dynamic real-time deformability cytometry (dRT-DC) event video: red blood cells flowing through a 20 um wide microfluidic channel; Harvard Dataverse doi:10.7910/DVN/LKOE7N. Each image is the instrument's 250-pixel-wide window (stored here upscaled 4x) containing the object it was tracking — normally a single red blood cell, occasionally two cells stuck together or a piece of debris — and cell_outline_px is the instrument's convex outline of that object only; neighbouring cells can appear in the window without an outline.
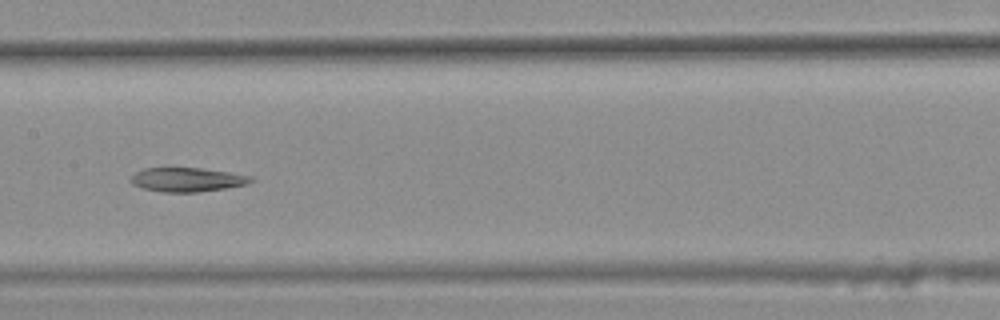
{"species": "common noctule bat (a hibernating species)", "species_latin": "Nyctalus noctula", "temperature_condition": "warm", "stored_images_in_passage": 45, "segment_of_instrument_passage": [2, 2], "camera_frame_rate_fps": 3000, "um_per_image_px": 0.085, "animal": {"sex": "female", "body_mass_g": 25.1}, "frame": {"image": 1, "passage_image": 27, "time_ms": 8.667, "image_size_px": [1000, 320], "cell_outline_px": [[256, 180], [248, 184], [224, 188], [196, 192], [164, 192], [144, 188], [132, 184], [128, 180], [136, 172], [144, 168], [168, 164], [200, 168], [228, 172], [252, 176]], "centroid_in_image_um": [15.86, 15.21], "position_along_channel_um": 191.5, "area_um2": 17.57}}
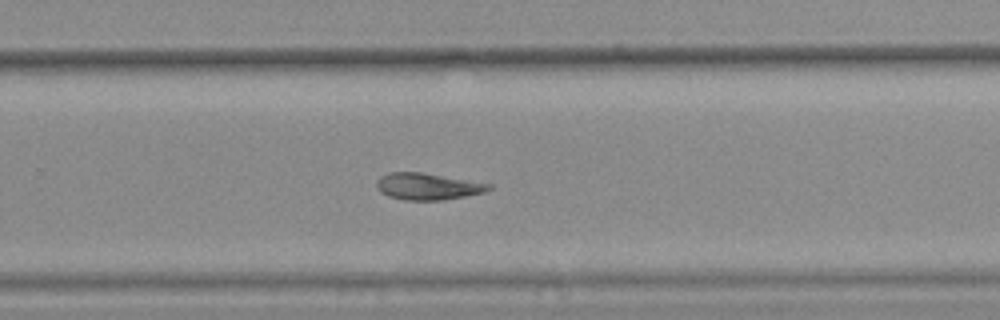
{"frame": {"image": 2, "passage_image": 35, "time_ms": 11.333, "image_size_px": [1000, 320], "cell_outline_px": [[492, 188], [484, 192], [444, 200], [404, 200], [388, 196], [380, 192], [376, 188], [376, 180], [380, 176], [388, 172], [420, 172], [492, 184]], "centroid_in_image_um": [36.3, 15.84], "position_along_channel_um": 293.5, "area_um2": 17.46}}
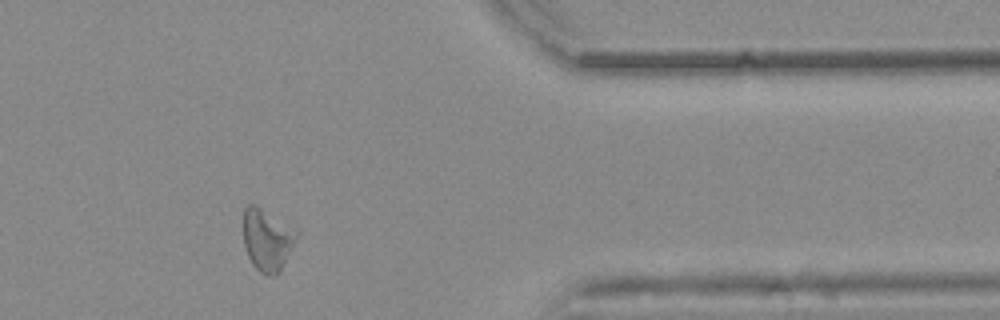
{"frame": {"image": 3, "passage_image": 44, "time_ms": 14.333, "image_size_px": [1000, 320], "cell_outline_px": [[300, 232], [280, 272], [276, 276], [268, 276], [260, 272], [252, 264], [248, 256], [244, 244], [244, 208], [248, 204], [256, 204], [296, 228]], "centroid_in_image_um": [22.73, 20.37], "position_along_channel_um": 388.7, "area_um2": 19.54}}